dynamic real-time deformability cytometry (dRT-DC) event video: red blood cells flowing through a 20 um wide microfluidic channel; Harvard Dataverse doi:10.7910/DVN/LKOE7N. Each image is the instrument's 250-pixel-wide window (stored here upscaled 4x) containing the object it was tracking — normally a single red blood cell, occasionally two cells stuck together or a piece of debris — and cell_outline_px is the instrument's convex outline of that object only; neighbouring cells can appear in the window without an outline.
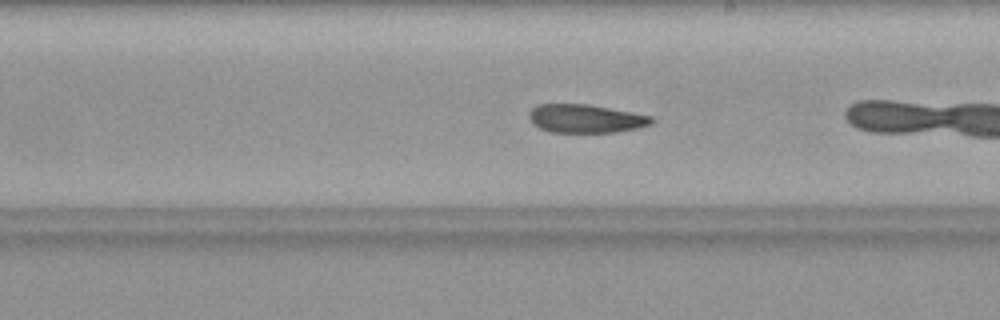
{"species": "common noctule bat (a hibernating species)", "species_latin": "Nyctalus noctula", "temperature_condition": "warm", "stored_images_in_passage": 22, "camera_frame_rate_fps": 3000, "um_per_image_px": 0.085, "animal": {"sex": "female", "body_mass_g": 19.9}, "frame": {"image": 1, "passage_image": 13, "time_ms": 4.0, "image_size_px": [1000, 320], "cell_outline_px": [[652, 124], [636, 128], [616, 132], [552, 132], [540, 128], [532, 124], [528, 116], [528, 112], [536, 104], [588, 104], [652, 116]], "centroid_in_image_um": [49.73, 10.07], "position_along_channel_um": 239.3, "area_um2": 20.23}}